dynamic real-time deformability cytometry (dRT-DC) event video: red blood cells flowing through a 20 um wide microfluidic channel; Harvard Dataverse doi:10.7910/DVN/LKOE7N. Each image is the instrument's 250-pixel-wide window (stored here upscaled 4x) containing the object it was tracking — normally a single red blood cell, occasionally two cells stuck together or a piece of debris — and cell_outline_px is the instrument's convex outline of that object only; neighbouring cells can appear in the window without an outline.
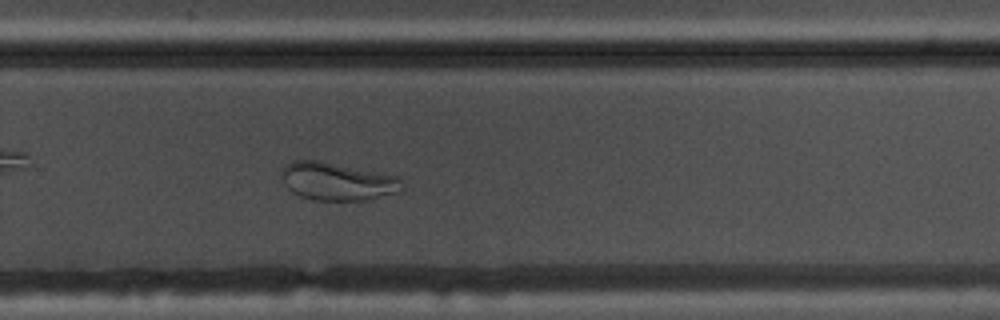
{"species": "common noctule bat (a hibernating species)", "species_latin": "Nyctalus noctula", "temperature_condition": "warm", "stored_images_in_passage": 37, "camera_frame_rate_fps": 3000, "um_per_image_px": 0.085, "animal": {"sex": "male", "body_mass_g": 17.5, "forearm_length_mm": 52.3}, "frame": {"image": 1, "passage_image": 27, "time_ms": 8.667, "image_size_px": [1000, 320], "cell_outline_px": [[404, 188], [400, 192], [368, 200], [312, 200], [300, 196], [292, 192], [284, 184], [284, 164], [292, 160], [316, 160], [396, 176], [400, 180]], "centroid_in_image_um": [28.68, 15.44], "position_along_channel_um": 301.1, "area_um2": 26.3}}